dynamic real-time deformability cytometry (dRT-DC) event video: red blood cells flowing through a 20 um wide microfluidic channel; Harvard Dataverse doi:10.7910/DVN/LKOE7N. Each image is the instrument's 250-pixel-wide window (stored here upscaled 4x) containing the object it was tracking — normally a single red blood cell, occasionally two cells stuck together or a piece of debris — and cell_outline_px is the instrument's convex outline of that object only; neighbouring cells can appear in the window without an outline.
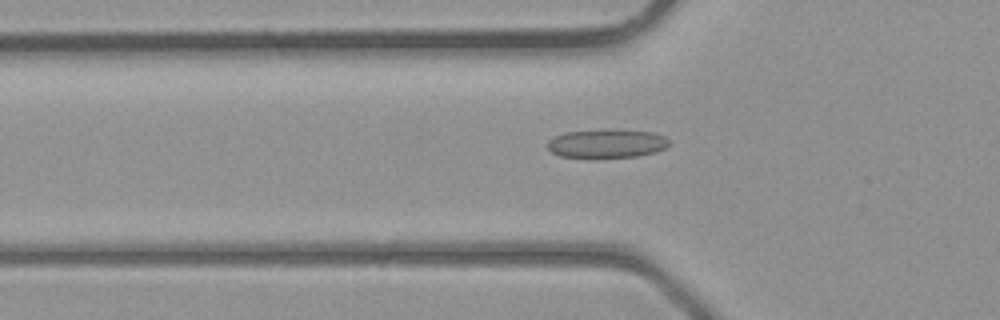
{"species": "common noctule bat (a hibernating species)", "species_latin": "Nyctalus noctula", "temperature_condition": "room temperature", "stored_images_in_passage": 33, "camera_frame_rate_fps": 3000, "um_per_image_px": 0.085, "animal": {"sex": "male", "body_mass_g": 23.1, "forearm_length_mm": 52.7}, "frame": {"image": 1, "passage_image": 8, "time_ms": 2.333, "image_size_px": [1000, 320], "cell_outline_px": [[672, 144], [656, 152], [636, 156], [596, 160], [560, 156], [552, 152], [548, 148], [548, 140], [564, 132], [652, 132], [664, 136]], "centroid_in_image_um": [51.56, 12.29], "position_along_channel_um": 74.2, "area_um2": 20.0}}
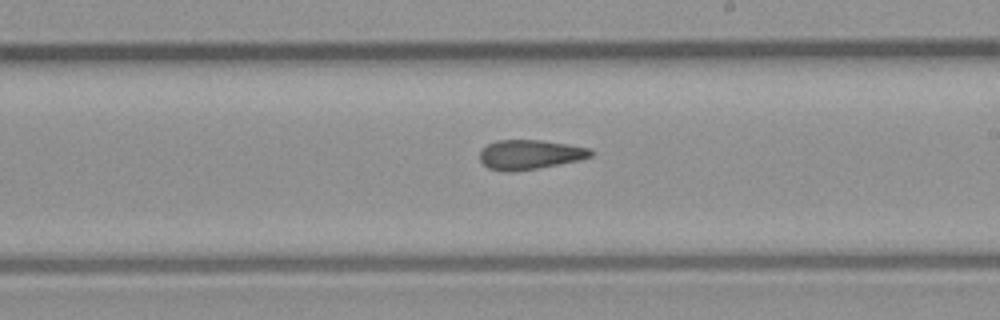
{"frame": {"image": 2, "passage_image": 18, "time_ms": 5.667, "image_size_px": [1000, 320], "cell_outline_px": [[592, 156], [580, 160], [536, 168], [512, 172], [508, 172], [488, 168], [480, 160], [480, 152], [488, 144], [496, 140], [540, 140], [568, 144], [592, 148]], "centroid_in_image_um": [45.05, 13.13], "position_along_channel_um": 243.9, "area_um2": 19.02}}
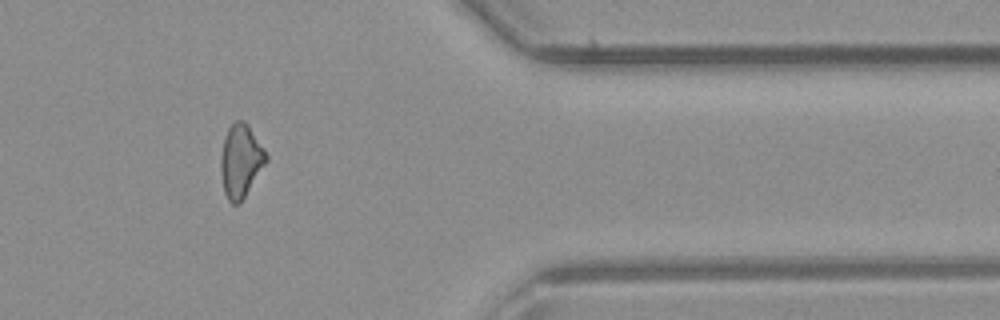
{"frame": {"image": 3, "passage_image": 28, "time_ms": 9.0, "image_size_px": [1000, 320], "cell_outline_px": [[268, 160], [240, 204], [232, 204], [228, 200], [224, 192], [220, 172], [220, 160], [224, 136], [228, 128], [236, 120], [244, 120], [248, 124], [264, 148], [268, 156]], "centroid_in_image_um": [20.46, 13.67], "position_along_channel_um": 390.9, "area_um2": 19.54}}